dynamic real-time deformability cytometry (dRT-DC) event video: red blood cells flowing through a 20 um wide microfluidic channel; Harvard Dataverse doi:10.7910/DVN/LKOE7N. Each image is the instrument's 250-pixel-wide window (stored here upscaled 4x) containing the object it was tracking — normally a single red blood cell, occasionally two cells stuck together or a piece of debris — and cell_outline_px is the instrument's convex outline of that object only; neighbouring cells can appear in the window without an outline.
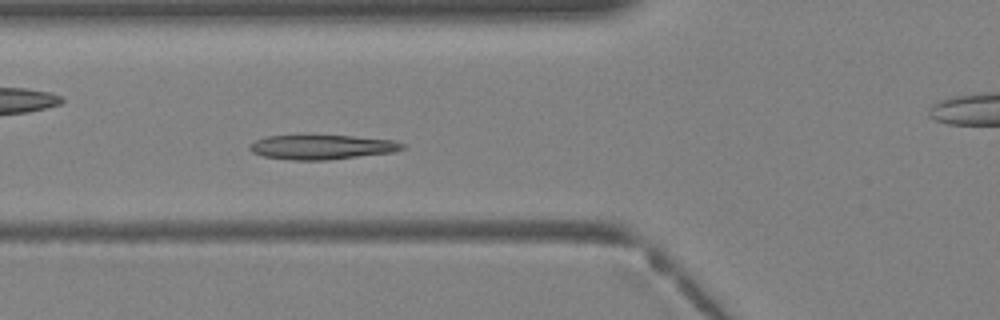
{"species": "Egyptian fruit bat (a non-hibernating species)", "species_latin": "Rousettus aegyptiacus", "temperature_condition": "warm", "stored_images_in_passage": 39, "camera_frame_rate_fps": 3000, "um_per_image_px": 0.085, "animal": {"sex": "female"}, "frame": {"image": 1, "passage_image": 14, "time_ms": 4.333, "image_size_px": [1000, 320], "cell_outline_px": [[404, 148], [396, 152], [328, 160], [292, 160], [264, 156], [252, 152], [248, 148], [248, 144], [256, 140], [268, 136], [296, 132], [308, 132], [352, 136], [392, 140], [404, 144]], "centroid_in_image_um": [27.29, 12.45], "position_along_channel_um": 98.5, "area_um2": 23.06}}
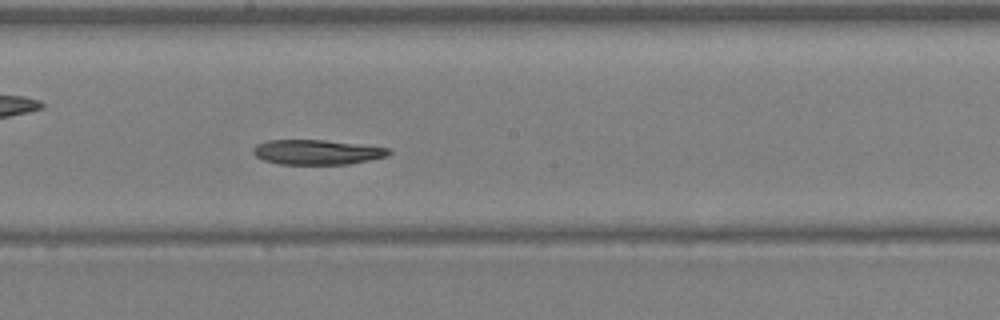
{"frame": {"image": 2, "passage_image": 21, "time_ms": 6.667, "image_size_px": [1000, 320], "cell_outline_px": [[392, 152], [388, 156], [348, 164], [280, 164], [264, 160], [256, 156], [252, 152], [252, 148], [256, 144], [268, 140], [324, 140], [388, 148]], "centroid_in_image_um": [26.9, 12.93], "position_along_channel_um": 221.3, "area_um2": 19.48}}
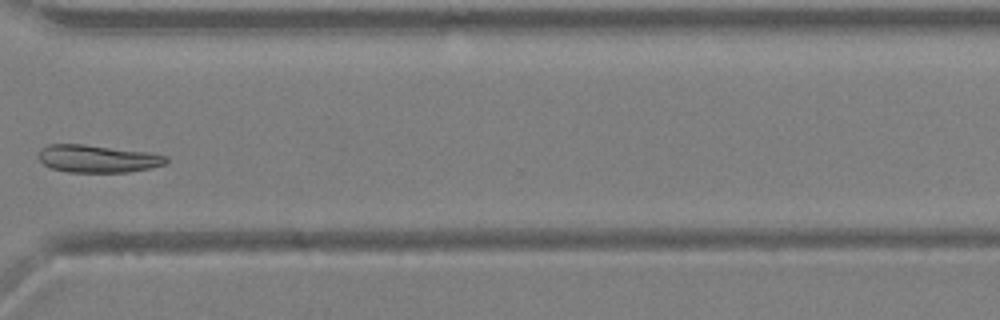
{"frame": {"image": 3, "passage_image": 29, "time_ms": 9.333, "image_size_px": [1000, 320], "cell_outline_px": [[168, 160], [164, 164], [152, 168], [128, 172], [68, 172], [52, 168], [44, 164], [36, 156], [40, 148], [48, 144], [84, 144], [148, 152], [168, 156]], "centroid_in_image_um": [8.28, 13.48], "position_along_channel_um": 362.3, "area_um2": 20.63}}